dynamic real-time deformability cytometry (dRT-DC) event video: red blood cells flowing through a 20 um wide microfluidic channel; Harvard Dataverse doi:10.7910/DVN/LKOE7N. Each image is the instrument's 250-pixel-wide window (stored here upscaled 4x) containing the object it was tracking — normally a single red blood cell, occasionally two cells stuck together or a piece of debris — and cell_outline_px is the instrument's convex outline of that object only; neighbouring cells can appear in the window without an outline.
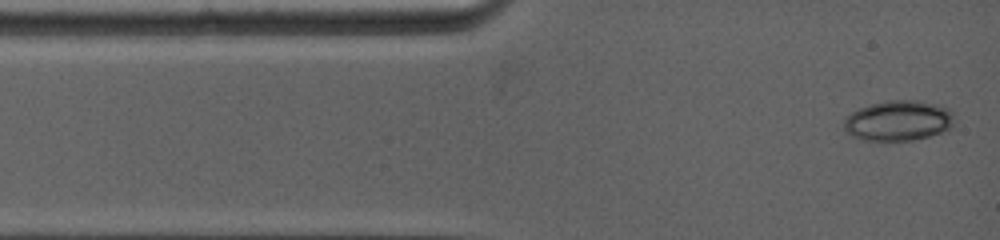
{"species": "common noctule bat (a hibernating species)", "species_latin": "Nyctalus noctula", "temperature_condition": "warm", "stored_images_in_passage": 82, "camera_frame_rate_fps": 5000, "um_per_image_px": 0.085, "animal": {"sex": "female", "body_mass_g": 19.0, "forearm_length_mm": 53.3}, "frame": {"image": 1, "passage_image": 1, "time_ms": 0.0, "image_size_px": [1000, 240], "cell_outline_px": [[952, 124], [948, 128], [940, 132], [928, 136], [912, 140], [868, 140], [852, 136], [844, 128], [844, 116], [860, 108], [872, 104], [888, 100], [916, 100], [940, 104], [948, 108], [952, 112]], "centroid_in_image_um": [76.34, 10.23], "position_along_channel_um": 8.7, "area_um2": 25.66}}
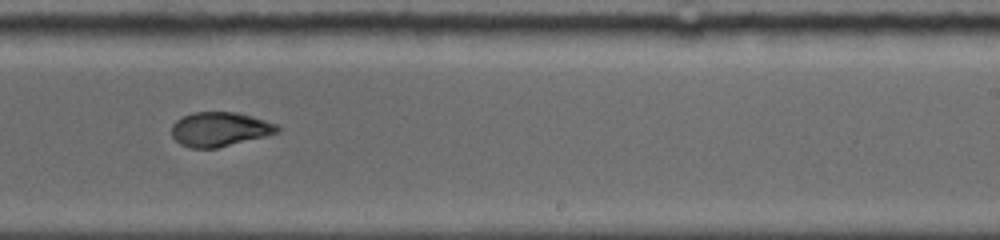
{"frame": {"image": 2, "passage_image": 40, "time_ms": 7.6, "image_size_px": [1000, 240], "cell_outline_px": [[280, 128], [276, 132], [264, 136], [216, 148], [192, 148], [180, 144], [172, 136], [172, 124], [176, 120], [192, 112], [236, 112], [252, 116], [276, 124]], "centroid_in_image_um": [18.63, 10.98], "position_along_channel_um": 270.4, "area_um2": 20.87}}
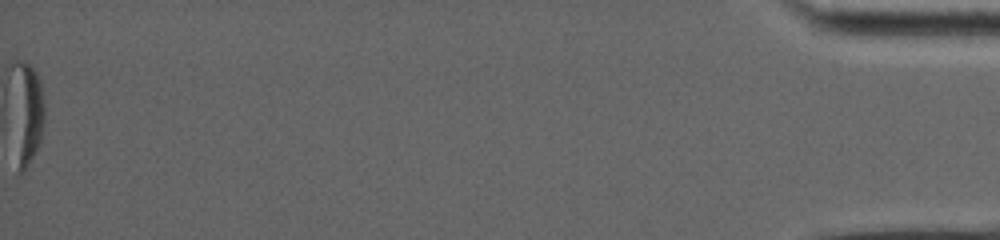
{"frame": {"image": 3, "passage_image": 82, "time_ms": 16.0, "image_size_px": [1000, 240], "cell_outline_px": [[44, 108], [40, 140], [36, 148], [24, 168], [20, 172], [12, 64], [16, 60], [28, 64], [36, 72], [40, 80]], "centroid_in_image_um": [2.33, 9.34], "position_along_channel_um": 432.9, "area_um2": 17.17}, "authors_computed_cell_mechanics": {"area_um2": 21.2993, "velocity_mm_per_s": 4.0104, "shape_relaxation_time_tau1_ms": 3.9956, "shape_relaxation_time_tau2_ms": 3.2354, "deformation_change_tau1": 0.1542, "deformation_change_tau2": 0.0824}}